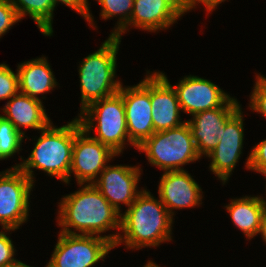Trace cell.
Masks as SVG:
<instances>
[{"label": "cell", "mask_w": 266, "mask_h": 267, "mask_svg": "<svg viewBox=\"0 0 266 267\" xmlns=\"http://www.w3.org/2000/svg\"><path fill=\"white\" fill-rule=\"evenodd\" d=\"M52 123L41 130V135L34 143L28 158L13 167L19 168L33 183L35 168L69 184L75 135L82 126L77 117L61 127Z\"/></svg>", "instance_id": "cell-3"}, {"label": "cell", "mask_w": 266, "mask_h": 267, "mask_svg": "<svg viewBox=\"0 0 266 267\" xmlns=\"http://www.w3.org/2000/svg\"><path fill=\"white\" fill-rule=\"evenodd\" d=\"M15 229H4L0 231V267H6L15 264L18 260L14 258L16 249L9 236L8 232Z\"/></svg>", "instance_id": "cell-26"}, {"label": "cell", "mask_w": 266, "mask_h": 267, "mask_svg": "<svg viewBox=\"0 0 266 267\" xmlns=\"http://www.w3.org/2000/svg\"><path fill=\"white\" fill-rule=\"evenodd\" d=\"M151 106L155 132L169 130L186 122L180 119L181 108L175 89L160 71L151 74Z\"/></svg>", "instance_id": "cell-17"}, {"label": "cell", "mask_w": 266, "mask_h": 267, "mask_svg": "<svg viewBox=\"0 0 266 267\" xmlns=\"http://www.w3.org/2000/svg\"><path fill=\"white\" fill-rule=\"evenodd\" d=\"M143 267H160V266L154 263L153 261L149 260Z\"/></svg>", "instance_id": "cell-33"}, {"label": "cell", "mask_w": 266, "mask_h": 267, "mask_svg": "<svg viewBox=\"0 0 266 267\" xmlns=\"http://www.w3.org/2000/svg\"><path fill=\"white\" fill-rule=\"evenodd\" d=\"M201 193V187L186 170L164 172L158 186L159 199L172 217L173 210L202 204Z\"/></svg>", "instance_id": "cell-16"}, {"label": "cell", "mask_w": 266, "mask_h": 267, "mask_svg": "<svg viewBox=\"0 0 266 267\" xmlns=\"http://www.w3.org/2000/svg\"><path fill=\"white\" fill-rule=\"evenodd\" d=\"M173 217L160 199L147 189L121 213L122 235L119 234L114 248L124 243L127 249L157 247L172 240ZM124 234V235H123Z\"/></svg>", "instance_id": "cell-2"}, {"label": "cell", "mask_w": 266, "mask_h": 267, "mask_svg": "<svg viewBox=\"0 0 266 267\" xmlns=\"http://www.w3.org/2000/svg\"><path fill=\"white\" fill-rule=\"evenodd\" d=\"M234 225L246 235L247 239L254 238L260 233L266 212V200L261 196H245L231 199L225 206Z\"/></svg>", "instance_id": "cell-20"}, {"label": "cell", "mask_w": 266, "mask_h": 267, "mask_svg": "<svg viewBox=\"0 0 266 267\" xmlns=\"http://www.w3.org/2000/svg\"><path fill=\"white\" fill-rule=\"evenodd\" d=\"M19 92L18 72L6 64H0V101L10 99Z\"/></svg>", "instance_id": "cell-24"}, {"label": "cell", "mask_w": 266, "mask_h": 267, "mask_svg": "<svg viewBox=\"0 0 266 267\" xmlns=\"http://www.w3.org/2000/svg\"><path fill=\"white\" fill-rule=\"evenodd\" d=\"M183 15L181 0H134L129 23L115 37L122 39L129 26L149 32L167 30Z\"/></svg>", "instance_id": "cell-15"}, {"label": "cell", "mask_w": 266, "mask_h": 267, "mask_svg": "<svg viewBox=\"0 0 266 267\" xmlns=\"http://www.w3.org/2000/svg\"><path fill=\"white\" fill-rule=\"evenodd\" d=\"M100 48L86 56L78 67L80 78V112L94 101L119 92L121 82L116 78V67L121 39L108 36Z\"/></svg>", "instance_id": "cell-4"}, {"label": "cell", "mask_w": 266, "mask_h": 267, "mask_svg": "<svg viewBox=\"0 0 266 267\" xmlns=\"http://www.w3.org/2000/svg\"><path fill=\"white\" fill-rule=\"evenodd\" d=\"M6 267H31V266H29V265L21 262L20 260H18L15 264L10 265V266H6Z\"/></svg>", "instance_id": "cell-32"}, {"label": "cell", "mask_w": 266, "mask_h": 267, "mask_svg": "<svg viewBox=\"0 0 266 267\" xmlns=\"http://www.w3.org/2000/svg\"><path fill=\"white\" fill-rule=\"evenodd\" d=\"M137 149L145 152L148 162L166 171H183L182 166L201 159L187 123L155 132Z\"/></svg>", "instance_id": "cell-6"}, {"label": "cell", "mask_w": 266, "mask_h": 267, "mask_svg": "<svg viewBox=\"0 0 266 267\" xmlns=\"http://www.w3.org/2000/svg\"><path fill=\"white\" fill-rule=\"evenodd\" d=\"M34 183L19 169L0 172V224L3 229H19L29 215L30 192Z\"/></svg>", "instance_id": "cell-8"}, {"label": "cell", "mask_w": 266, "mask_h": 267, "mask_svg": "<svg viewBox=\"0 0 266 267\" xmlns=\"http://www.w3.org/2000/svg\"><path fill=\"white\" fill-rule=\"evenodd\" d=\"M78 115L82 129L88 134L94 129L97 135L91 137L109 147L117 155L124 150L126 141L137 148L129 140L123 97L119 92L94 101Z\"/></svg>", "instance_id": "cell-5"}, {"label": "cell", "mask_w": 266, "mask_h": 267, "mask_svg": "<svg viewBox=\"0 0 266 267\" xmlns=\"http://www.w3.org/2000/svg\"><path fill=\"white\" fill-rule=\"evenodd\" d=\"M240 107L237 99L231 97L223 106L202 111L193 115L192 119L186 120L200 157L207 156L215 149L226 121Z\"/></svg>", "instance_id": "cell-13"}, {"label": "cell", "mask_w": 266, "mask_h": 267, "mask_svg": "<svg viewBox=\"0 0 266 267\" xmlns=\"http://www.w3.org/2000/svg\"><path fill=\"white\" fill-rule=\"evenodd\" d=\"M254 89L250 95V110L259 112L266 118V77L256 74Z\"/></svg>", "instance_id": "cell-25"}, {"label": "cell", "mask_w": 266, "mask_h": 267, "mask_svg": "<svg viewBox=\"0 0 266 267\" xmlns=\"http://www.w3.org/2000/svg\"><path fill=\"white\" fill-rule=\"evenodd\" d=\"M259 234H261L262 239L266 243V212L264 215L263 223H262L261 230H260Z\"/></svg>", "instance_id": "cell-31"}, {"label": "cell", "mask_w": 266, "mask_h": 267, "mask_svg": "<svg viewBox=\"0 0 266 267\" xmlns=\"http://www.w3.org/2000/svg\"><path fill=\"white\" fill-rule=\"evenodd\" d=\"M79 187L82 188L65 195L60 200L57 214V224L62 228L60 232L102 236L101 233L110 229L119 231L121 213L93 184H79Z\"/></svg>", "instance_id": "cell-1"}, {"label": "cell", "mask_w": 266, "mask_h": 267, "mask_svg": "<svg viewBox=\"0 0 266 267\" xmlns=\"http://www.w3.org/2000/svg\"><path fill=\"white\" fill-rule=\"evenodd\" d=\"M45 56L18 64L19 92L41 100L38 95L50 92L58 84Z\"/></svg>", "instance_id": "cell-19"}, {"label": "cell", "mask_w": 266, "mask_h": 267, "mask_svg": "<svg viewBox=\"0 0 266 267\" xmlns=\"http://www.w3.org/2000/svg\"><path fill=\"white\" fill-rule=\"evenodd\" d=\"M101 5L100 16L102 19H112L119 15L116 28L110 33V36H116L130 21L133 11L134 0H97Z\"/></svg>", "instance_id": "cell-22"}, {"label": "cell", "mask_w": 266, "mask_h": 267, "mask_svg": "<svg viewBox=\"0 0 266 267\" xmlns=\"http://www.w3.org/2000/svg\"><path fill=\"white\" fill-rule=\"evenodd\" d=\"M181 111L191 116L205 110L223 106L231 96L210 80L198 76H185L173 85Z\"/></svg>", "instance_id": "cell-14"}, {"label": "cell", "mask_w": 266, "mask_h": 267, "mask_svg": "<svg viewBox=\"0 0 266 267\" xmlns=\"http://www.w3.org/2000/svg\"><path fill=\"white\" fill-rule=\"evenodd\" d=\"M20 19L29 15L44 36L53 34V0H10Z\"/></svg>", "instance_id": "cell-21"}, {"label": "cell", "mask_w": 266, "mask_h": 267, "mask_svg": "<svg viewBox=\"0 0 266 267\" xmlns=\"http://www.w3.org/2000/svg\"><path fill=\"white\" fill-rule=\"evenodd\" d=\"M243 112L240 107L225 123L220 141L206 157L211 158L209 168L223 185L228 181L242 154L244 139Z\"/></svg>", "instance_id": "cell-11"}, {"label": "cell", "mask_w": 266, "mask_h": 267, "mask_svg": "<svg viewBox=\"0 0 266 267\" xmlns=\"http://www.w3.org/2000/svg\"><path fill=\"white\" fill-rule=\"evenodd\" d=\"M20 20L10 0L0 2V38L2 35H5L14 24L20 22Z\"/></svg>", "instance_id": "cell-27"}, {"label": "cell", "mask_w": 266, "mask_h": 267, "mask_svg": "<svg viewBox=\"0 0 266 267\" xmlns=\"http://www.w3.org/2000/svg\"><path fill=\"white\" fill-rule=\"evenodd\" d=\"M59 2L62 4H65L69 8L73 9L74 11H76L77 13L82 15V17L86 21L89 22V24H90L89 26H91L93 28L94 17L90 13L88 0H53L54 7H56V5H58Z\"/></svg>", "instance_id": "cell-29"}, {"label": "cell", "mask_w": 266, "mask_h": 267, "mask_svg": "<svg viewBox=\"0 0 266 267\" xmlns=\"http://www.w3.org/2000/svg\"><path fill=\"white\" fill-rule=\"evenodd\" d=\"M0 160H1V143H0Z\"/></svg>", "instance_id": "cell-35"}, {"label": "cell", "mask_w": 266, "mask_h": 267, "mask_svg": "<svg viewBox=\"0 0 266 267\" xmlns=\"http://www.w3.org/2000/svg\"><path fill=\"white\" fill-rule=\"evenodd\" d=\"M146 74L139 84L128 87L121 84L119 89L125 107L129 140L136 147L155 133L151 106V72L147 71Z\"/></svg>", "instance_id": "cell-9"}, {"label": "cell", "mask_w": 266, "mask_h": 267, "mask_svg": "<svg viewBox=\"0 0 266 267\" xmlns=\"http://www.w3.org/2000/svg\"><path fill=\"white\" fill-rule=\"evenodd\" d=\"M141 172L142 169L139 166L109 164L93 185L121 213V203L128 208L143 190L139 191L137 188Z\"/></svg>", "instance_id": "cell-12"}, {"label": "cell", "mask_w": 266, "mask_h": 267, "mask_svg": "<svg viewBox=\"0 0 266 267\" xmlns=\"http://www.w3.org/2000/svg\"><path fill=\"white\" fill-rule=\"evenodd\" d=\"M259 173H261L262 175H264L265 178H266V168H264L263 170H261Z\"/></svg>", "instance_id": "cell-34"}, {"label": "cell", "mask_w": 266, "mask_h": 267, "mask_svg": "<svg viewBox=\"0 0 266 267\" xmlns=\"http://www.w3.org/2000/svg\"><path fill=\"white\" fill-rule=\"evenodd\" d=\"M246 168L255 172H260L266 168V139L256 144L246 159Z\"/></svg>", "instance_id": "cell-28"}, {"label": "cell", "mask_w": 266, "mask_h": 267, "mask_svg": "<svg viewBox=\"0 0 266 267\" xmlns=\"http://www.w3.org/2000/svg\"><path fill=\"white\" fill-rule=\"evenodd\" d=\"M44 108L42 100L18 92L6 102L1 110L4 113L2 116L25 136V132L22 131L23 128L41 131L51 123Z\"/></svg>", "instance_id": "cell-18"}, {"label": "cell", "mask_w": 266, "mask_h": 267, "mask_svg": "<svg viewBox=\"0 0 266 267\" xmlns=\"http://www.w3.org/2000/svg\"><path fill=\"white\" fill-rule=\"evenodd\" d=\"M118 156L109 147L90 136L84 129L76 135L72 151L70 176L79 184H93L113 157Z\"/></svg>", "instance_id": "cell-10"}, {"label": "cell", "mask_w": 266, "mask_h": 267, "mask_svg": "<svg viewBox=\"0 0 266 267\" xmlns=\"http://www.w3.org/2000/svg\"><path fill=\"white\" fill-rule=\"evenodd\" d=\"M224 1L226 0H181V3L184 14L191 11L193 8L196 7V4L198 5L199 3L205 5V10L207 9L206 11L211 13L217 8L220 3Z\"/></svg>", "instance_id": "cell-30"}, {"label": "cell", "mask_w": 266, "mask_h": 267, "mask_svg": "<svg viewBox=\"0 0 266 267\" xmlns=\"http://www.w3.org/2000/svg\"><path fill=\"white\" fill-rule=\"evenodd\" d=\"M120 233L105 236L59 232L51 258L45 267H92L104 261L114 249Z\"/></svg>", "instance_id": "cell-7"}, {"label": "cell", "mask_w": 266, "mask_h": 267, "mask_svg": "<svg viewBox=\"0 0 266 267\" xmlns=\"http://www.w3.org/2000/svg\"><path fill=\"white\" fill-rule=\"evenodd\" d=\"M24 138L8 119L0 115L1 160L19 153Z\"/></svg>", "instance_id": "cell-23"}]
</instances>
